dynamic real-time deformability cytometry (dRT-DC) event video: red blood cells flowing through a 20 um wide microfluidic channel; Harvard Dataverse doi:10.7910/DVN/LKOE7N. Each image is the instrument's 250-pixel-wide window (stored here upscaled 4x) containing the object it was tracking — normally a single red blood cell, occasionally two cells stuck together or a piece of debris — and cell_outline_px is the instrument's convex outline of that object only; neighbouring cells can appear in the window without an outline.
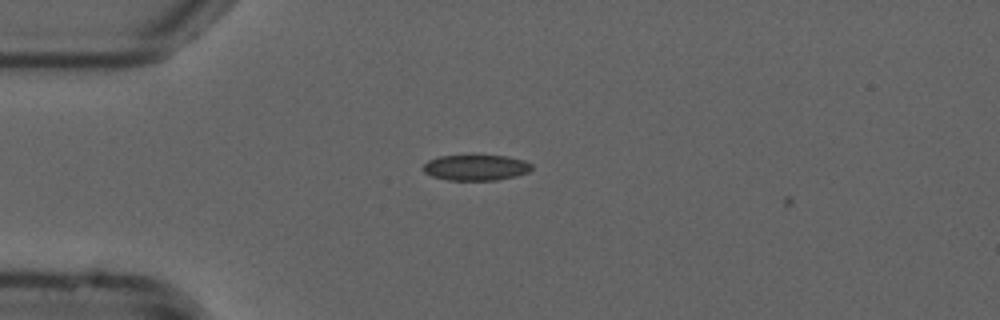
{"species": "common noctule bat (a hibernating species)", "species_latin": "Nyctalus noctula", "temperature_condition": "cold", "stored_images_in_passage": 8, "camera_frame_rate_fps": 3000, "um_per_image_px": 0.085, "animal": {"sex": "male", "forearm_length_mm": 52.5}, "frame": {"image": 1, "passage_image": 7, "time_ms": 2.0, "image_size_px": [1000, 320], "cell_outline_px": [[532, 168], [528, 172], [516, 176], [496, 180], [448, 180], [432, 176], [424, 172], [424, 164], [428, 160], [440, 156], [472, 152], [508, 156], [524, 160], [532, 164]], "centroid_in_image_um": [40.46, 14.18], "position_along_channel_um": 44.5, "area_um2": 17.11}}